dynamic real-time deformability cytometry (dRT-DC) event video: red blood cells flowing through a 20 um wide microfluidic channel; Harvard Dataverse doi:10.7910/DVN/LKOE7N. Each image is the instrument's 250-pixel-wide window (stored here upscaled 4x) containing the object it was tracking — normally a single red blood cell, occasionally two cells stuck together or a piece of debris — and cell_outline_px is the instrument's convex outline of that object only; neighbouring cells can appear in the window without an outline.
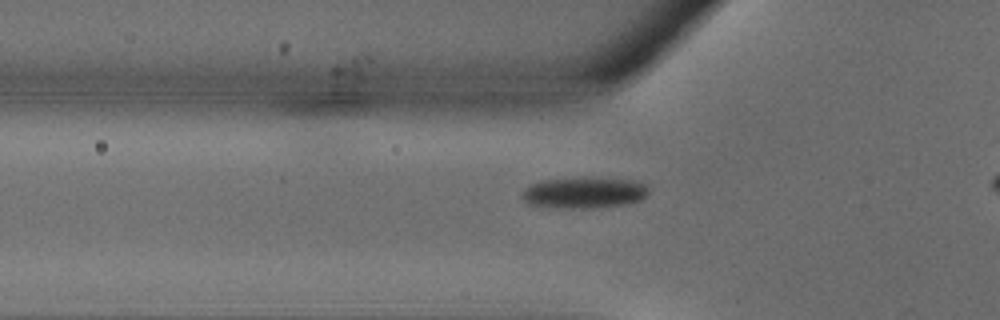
{"species": "common noctule bat (a hibernating species)", "species_latin": "Nyctalus noctula", "temperature_condition": "warm", "stored_images_in_passage": 22, "camera_frame_rate_fps": 3000, "um_per_image_px": 0.085, "animal": {"sex": "male", "body_mass_g": 18.8}, "frame": {"image": 1, "passage_image": 3, "time_ms": 0.667, "image_size_px": [1000, 320], "cell_outline_px": [[648, 192], [640, 200], [628, 204], [592, 208], [560, 208], [528, 204], [520, 196], [524, 188], [532, 184], [544, 180], [584, 176], [600, 176], [632, 180], [648, 184]], "centroid_in_image_um": [49.67, 16.35], "position_along_channel_um": 76.1, "area_um2": 23.64}}
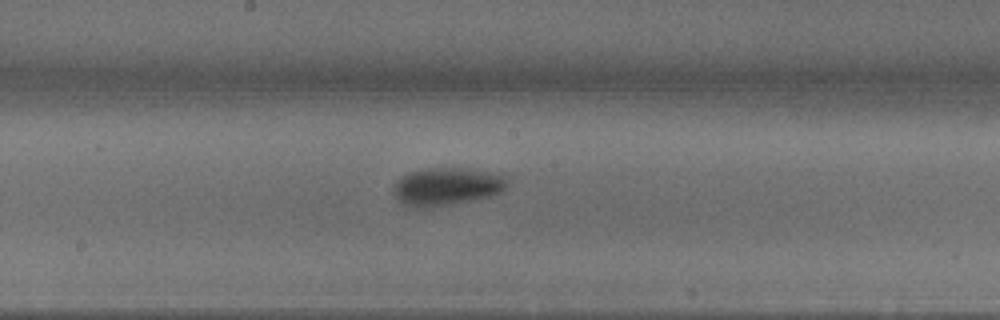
{"frame": {"image": 2, "passage_image": 10, "time_ms": 3.0, "image_size_px": [1000, 320], "cell_outline_px": [[508, 176], [504, 188], [500, 192], [492, 196], [424, 208], [412, 208], [400, 204], [396, 196], [396, 180], [412, 172], [428, 168], [468, 168]], "centroid_in_image_um": [37.98, 15.85], "position_along_channel_um": 210.2, "area_um2": 24.62}}
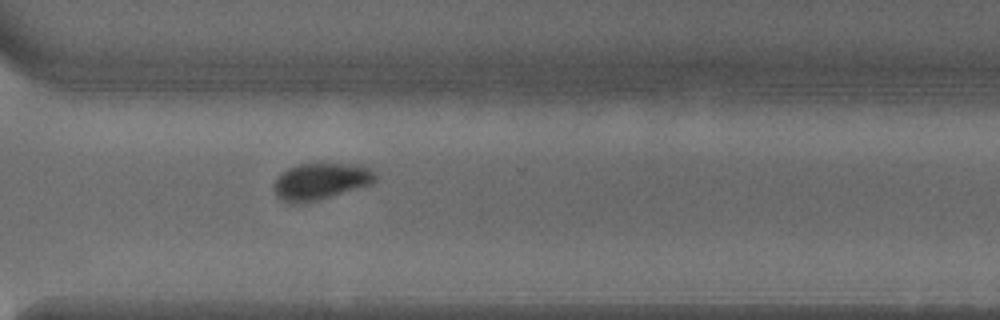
{"frame": {"image": 3, "passage_image": 17, "time_ms": 5.333, "image_size_px": [1000, 320], "cell_outline_px": [[376, 180], [372, 184], [320, 200], [300, 204], [292, 204], [280, 200], [276, 196], [272, 188], [272, 184], [276, 176], [280, 172], [296, 164], [348, 164], [368, 168], [376, 172]], "centroid_in_image_um": [27.18, 15.44], "position_along_channel_um": 343.4, "area_um2": 22.08}}